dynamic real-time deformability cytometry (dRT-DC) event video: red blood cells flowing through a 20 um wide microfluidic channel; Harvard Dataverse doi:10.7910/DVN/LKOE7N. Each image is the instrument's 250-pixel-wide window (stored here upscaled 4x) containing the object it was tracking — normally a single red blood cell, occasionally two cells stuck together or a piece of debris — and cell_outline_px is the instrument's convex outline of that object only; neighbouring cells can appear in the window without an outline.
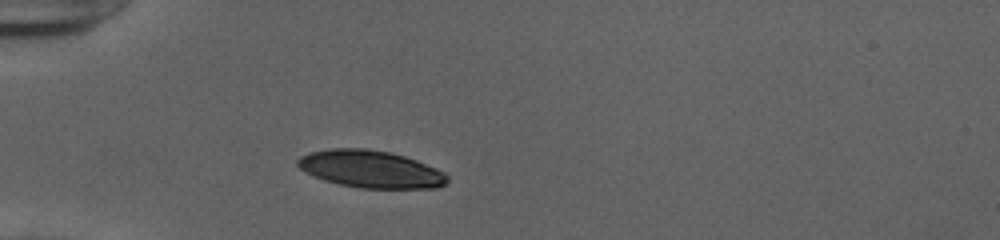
{"species": "human", "species_latin": "Homo sapiens", "temperature_condition": "cold", "stored_images_in_passage": 37, "camera_frame_rate_fps": 3000, "um_per_image_px": 0.085, "donor": {"sex": "female"}, "frame": {"image": 1, "passage_image": 1, "time_ms": 0.0, "image_size_px": [1000, 240], "cell_outline_px": [[448, 180], [440, 188], [360, 188], [340, 184], [324, 180], [300, 168], [296, 164], [296, 160], [300, 156], [308, 152], [332, 148], [364, 148], [388, 152], [404, 156], [416, 160], [436, 168], [444, 172], [448, 176]], "centroid_in_image_um": [31.51, 14.37], "position_along_channel_um": 53.5, "area_um2": 32.43}}
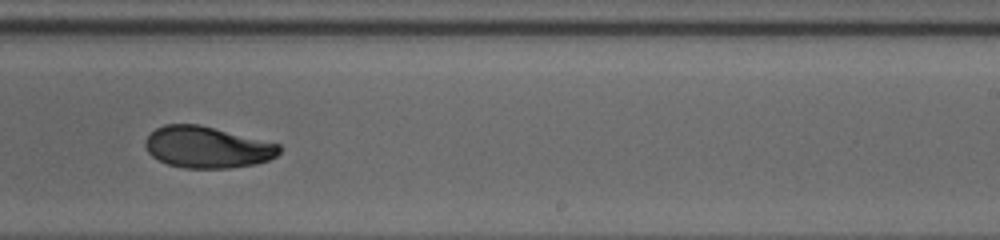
{"frame": {"image": 2, "passage_image": 19, "time_ms": 6.0, "image_size_px": [1000, 240], "cell_outline_px": [[280, 152], [276, 156], [268, 160], [256, 164], [228, 168], [184, 168], [168, 164], [156, 160], [148, 152], [144, 144], [144, 140], [156, 128], [164, 124], [200, 124], [280, 144]], "centroid_in_image_um": [17.59, 12.51], "position_along_channel_um": 271.4, "area_um2": 32.54}}
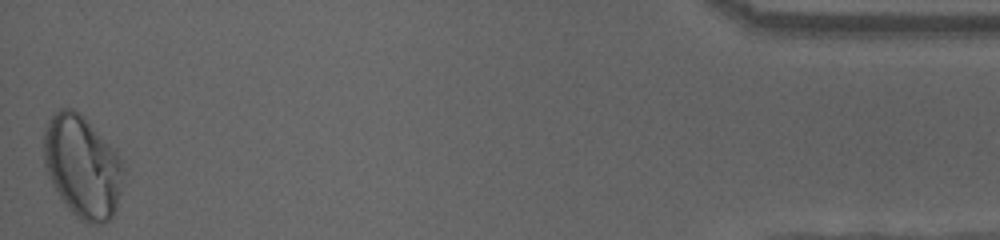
{"frame": {"image": 3, "passage_image": 37, "time_ms": 12.0, "image_size_px": [1000, 240], "cell_outline_px": [[124, 176], [116, 208], [112, 216], [108, 220], [100, 224], [88, 224], [76, 216], [68, 208], [52, 184], [48, 176], [44, 164], [44, 132], [52, 116], [60, 108], [72, 108], [116, 148], [120, 156], [124, 172]], "centroid_in_image_um": [7.02, 14.18], "position_along_channel_um": 428.2, "area_um2": 47.05}, "authors_computed_cell_mechanics": {"area_um2": 33.7552, "velocity_mm_per_s": 3.9274, "shape_relaxation_time_tau1_ms": 6.5846, "shape_relaxation_time_tau2_ms": 2.1682, "deformation_change_tau1": 0.1918, "deformation_change_tau2": 0.065}}